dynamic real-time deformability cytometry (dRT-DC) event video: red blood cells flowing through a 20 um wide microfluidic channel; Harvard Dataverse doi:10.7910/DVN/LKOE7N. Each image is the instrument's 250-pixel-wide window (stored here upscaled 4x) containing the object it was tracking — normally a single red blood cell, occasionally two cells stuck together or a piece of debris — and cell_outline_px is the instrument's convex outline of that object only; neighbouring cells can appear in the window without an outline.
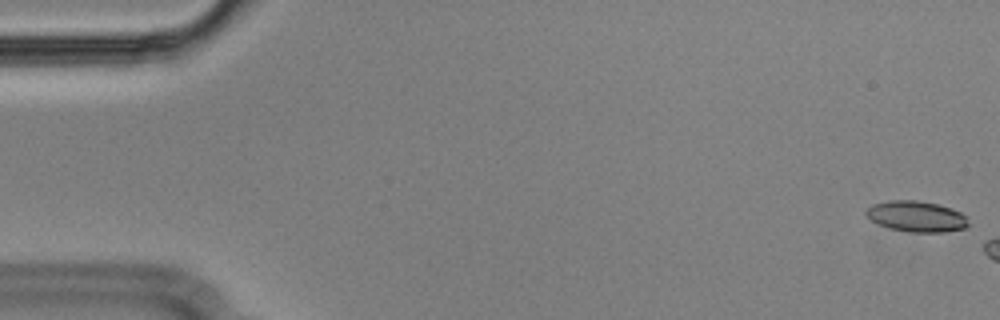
{"species": "Egyptian fruit bat (a non-hibernating species)", "species_latin": "Rousettus aegyptiacus", "temperature_condition": "cold", "stored_images_in_passage": 7, "camera_frame_rate_fps": 3000, "um_per_image_px": 0.085, "animal": {"sex": "male"}, "frame": {"image": 1, "passage_image": 1, "time_ms": 0.0, "image_size_px": [1000, 320], "cell_outline_px": [[968, 228], [944, 232], [908, 232], [888, 228], [872, 220], [864, 212], [872, 204], [888, 200], [916, 200], [940, 204], [952, 208], [960, 212], [964, 216], [968, 224]], "centroid_in_image_um": [77.9, 18.39], "position_along_channel_um": 7.1, "area_um2": 18.44}}